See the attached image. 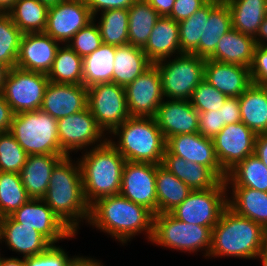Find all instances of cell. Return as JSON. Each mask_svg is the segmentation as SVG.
<instances>
[{"mask_svg":"<svg viewBox=\"0 0 267 266\" xmlns=\"http://www.w3.org/2000/svg\"><path fill=\"white\" fill-rule=\"evenodd\" d=\"M39 1L48 6H52V5H56L58 2H61L63 0H39Z\"/></svg>","mask_w":267,"mask_h":266,"instance_id":"cell-62","label":"cell"},{"mask_svg":"<svg viewBox=\"0 0 267 266\" xmlns=\"http://www.w3.org/2000/svg\"><path fill=\"white\" fill-rule=\"evenodd\" d=\"M66 266H105L102 261L94 257L74 255L71 256Z\"/></svg>","mask_w":267,"mask_h":266,"instance_id":"cell-55","label":"cell"},{"mask_svg":"<svg viewBox=\"0 0 267 266\" xmlns=\"http://www.w3.org/2000/svg\"><path fill=\"white\" fill-rule=\"evenodd\" d=\"M81 153L78 161L88 205L91 206L100 198L120 194L126 160L109 140Z\"/></svg>","mask_w":267,"mask_h":266,"instance_id":"cell-3","label":"cell"},{"mask_svg":"<svg viewBox=\"0 0 267 266\" xmlns=\"http://www.w3.org/2000/svg\"><path fill=\"white\" fill-rule=\"evenodd\" d=\"M227 98L226 95L203 79L194 89L189 101L198 112H207L220 109Z\"/></svg>","mask_w":267,"mask_h":266,"instance_id":"cell-44","label":"cell"},{"mask_svg":"<svg viewBox=\"0 0 267 266\" xmlns=\"http://www.w3.org/2000/svg\"><path fill=\"white\" fill-rule=\"evenodd\" d=\"M250 78L253 84L261 86L267 81V46L255 45Z\"/></svg>","mask_w":267,"mask_h":266,"instance_id":"cell-48","label":"cell"},{"mask_svg":"<svg viewBox=\"0 0 267 266\" xmlns=\"http://www.w3.org/2000/svg\"><path fill=\"white\" fill-rule=\"evenodd\" d=\"M149 5L160 15L168 16L174 6L175 0H146Z\"/></svg>","mask_w":267,"mask_h":266,"instance_id":"cell-54","label":"cell"},{"mask_svg":"<svg viewBox=\"0 0 267 266\" xmlns=\"http://www.w3.org/2000/svg\"><path fill=\"white\" fill-rule=\"evenodd\" d=\"M219 3L209 0L190 17L178 23L181 53L192 54L198 48L201 35L204 33L205 18L209 17L210 12Z\"/></svg>","mask_w":267,"mask_h":266,"instance_id":"cell-40","label":"cell"},{"mask_svg":"<svg viewBox=\"0 0 267 266\" xmlns=\"http://www.w3.org/2000/svg\"><path fill=\"white\" fill-rule=\"evenodd\" d=\"M15 113L0 92V132L10 131Z\"/></svg>","mask_w":267,"mask_h":266,"instance_id":"cell-52","label":"cell"},{"mask_svg":"<svg viewBox=\"0 0 267 266\" xmlns=\"http://www.w3.org/2000/svg\"><path fill=\"white\" fill-rule=\"evenodd\" d=\"M49 79L47 74L13 67L8 70L1 90L15 114L41 109Z\"/></svg>","mask_w":267,"mask_h":266,"instance_id":"cell-10","label":"cell"},{"mask_svg":"<svg viewBox=\"0 0 267 266\" xmlns=\"http://www.w3.org/2000/svg\"><path fill=\"white\" fill-rule=\"evenodd\" d=\"M92 20L85 0H63L49 6L44 33L64 45Z\"/></svg>","mask_w":267,"mask_h":266,"instance_id":"cell-13","label":"cell"},{"mask_svg":"<svg viewBox=\"0 0 267 266\" xmlns=\"http://www.w3.org/2000/svg\"><path fill=\"white\" fill-rule=\"evenodd\" d=\"M192 189L162 164L156 165L157 214L170 213L191 193Z\"/></svg>","mask_w":267,"mask_h":266,"instance_id":"cell-31","label":"cell"},{"mask_svg":"<svg viewBox=\"0 0 267 266\" xmlns=\"http://www.w3.org/2000/svg\"><path fill=\"white\" fill-rule=\"evenodd\" d=\"M230 8L232 28L255 37L267 15V0H225Z\"/></svg>","mask_w":267,"mask_h":266,"instance_id":"cell-33","label":"cell"},{"mask_svg":"<svg viewBox=\"0 0 267 266\" xmlns=\"http://www.w3.org/2000/svg\"><path fill=\"white\" fill-rule=\"evenodd\" d=\"M120 194L157 214L156 165L126 161Z\"/></svg>","mask_w":267,"mask_h":266,"instance_id":"cell-16","label":"cell"},{"mask_svg":"<svg viewBox=\"0 0 267 266\" xmlns=\"http://www.w3.org/2000/svg\"><path fill=\"white\" fill-rule=\"evenodd\" d=\"M29 199L20 174L0 172V218L11 215Z\"/></svg>","mask_w":267,"mask_h":266,"instance_id":"cell-41","label":"cell"},{"mask_svg":"<svg viewBox=\"0 0 267 266\" xmlns=\"http://www.w3.org/2000/svg\"><path fill=\"white\" fill-rule=\"evenodd\" d=\"M151 65L142 48L129 43L116 46L113 83L126 87Z\"/></svg>","mask_w":267,"mask_h":266,"instance_id":"cell-29","label":"cell"},{"mask_svg":"<svg viewBox=\"0 0 267 266\" xmlns=\"http://www.w3.org/2000/svg\"><path fill=\"white\" fill-rule=\"evenodd\" d=\"M205 61L195 54L182 53L155 63L160 71L164 99L189 100L204 79Z\"/></svg>","mask_w":267,"mask_h":266,"instance_id":"cell-8","label":"cell"},{"mask_svg":"<svg viewBox=\"0 0 267 266\" xmlns=\"http://www.w3.org/2000/svg\"><path fill=\"white\" fill-rule=\"evenodd\" d=\"M76 159L65 156L55 165L42 199L73 233L78 234L81 224L89 220L90 206L84 197L82 172Z\"/></svg>","mask_w":267,"mask_h":266,"instance_id":"cell-2","label":"cell"},{"mask_svg":"<svg viewBox=\"0 0 267 266\" xmlns=\"http://www.w3.org/2000/svg\"><path fill=\"white\" fill-rule=\"evenodd\" d=\"M262 230V225L227 207L212 228V245L207 259L234 257L256 260L261 250Z\"/></svg>","mask_w":267,"mask_h":266,"instance_id":"cell-4","label":"cell"},{"mask_svg":"<svg viewBox=\"0 0 267 266\" xmlns=\"http://www.w3.org/2000/svg\"><path fill=\"white\" fill-rule=\"evenodd\" d=\"M241 122L256 135L267 133V92L261 85L251 84L239 96Z\"/></svg>","mask_w":267,"mask_h":266,"instance_id":"cell-30","label":"cell"},{"mask_svg":"<svg viewBox=\"0 0 267 266\" xmlns=\"http://www.w3.org/2000/svg\"><path fill=\"white\" fill-rule=\"evenodd\" d=\"M220 109L225 125L241 122L239 97H228Z\"/></svg>","mask_w":267,"mask_h":266,"instance_id":"cell-51","label":"cell"},{"mask_svg":"<svg viewBox=\"0 0 267 266\" xmlns=\"http://www.w3.org/2000/svg\"><path fill=\"white\" fill-rule=\"evenodd\" d=\"M22 36L9 14H0V62L9 69L16 67Z\"/></svg>","mask_w":267,"mask_h":266,"instance_id":"cell-42","label":"cell"},{"mask_svg":"<svg viewBox=\"0 0 267 266\" xmlns=\"http://www.w3.org/2000/svg\"><path fill=\"white\" fill-rule=\"evenodd\" d=\"M0 266H25V262L24 258H18V256L4 257L0 252Z\"/></svg>","mask_w":267,"mask_h":266,"instance_id":"cell-57","label":"cell"},{"mask_svg":"<svg viewBox=\"0 0 267 266\" xmlns=\"http://www.w3.org/2000/svg\"><path fill=\"white\" fill-rule=\"evenodd\" d=\"M136 0H85L92 16L104 10L129 9Z\"/></svg>","mask_w":267,"mask_h":266,"instance_id":"cell-50","label":"cell"},{"mask_svg":"<svg viewBox=\"0 0 267 266\" xmlns=\"http://www.w3.org/2000/svg\"><path fill=\"white\" fill-rule=\"evenodd\" d=\"M70 256L62 246L51 244L43 253L24 258L25 266H66Z\"/></svg>","mask_w":267,"mask_h":266,"instance_id":"cell-46","label":"cell"},{"mask_svg":"<svg viewBox=\"0 0 267 266\" xmlns=\"http://www.w3.org/2000/svg\"><path fill=\"white\" fill-rule=\"evenodd\" d=\"M228 207L237 215L267 225V192L248 187H227Z\"/></svg>","mask_w":267,"mask_h":266,"instance_id":"cell-28","label":"cell"},{"mask_svg":"<svg viewBox=\"0 0 267 266\" xmlns=\"http://www.w3.org/2000/svg\"><path fill=\"white\" fill-rule=\"evenodd\" d=\"M154 214L144 206L136 204L121 194L98 199L90 206L88 224L93 229L110 235L120 244L130 242L135 236L144 234L150 242L153 232Z\"/></svg>","mask_w":267,"mask_h":266,"instance_id":"cell-1","label":"cell"},{"mask_svg":"<svg viewBox=\"0 0 267 266\" xmlns=\"http://www.w3.org/2000/svg\"><path fill=\"white\" fill-rule=\"evenodd\" d=\"M8 70H9V68L0 62V92L2 90V87H3L4 81H5V77L8 73Z\"/></svg>","mask_w":267,"mask_h":266,"instance_id":"cell-59","label":"cell"},{"mask_svg":"<svg viewBox=\"0 0 267 266\" xmlns=\"http://www.w3.org/2000/svg\"><path fill=\"white\" fill-rule=\"evenodd\" d=\"M260 252L267 253V225L263 226L262 230V243Z\"/></svg>","mask_w":267,"mask_h":266,"instance_id":"cell-60","label":"cell"},{"mask_svg":"<svg viewBox=\"0 0 267 266\" xmlns=\"http://www.w3.org/2000/svg\"><path fill=\"white\" fill-rule=\"evenodd\" d=\"M154 118L165 140L199 131V113L189 100L164 99Z\"/></svg>","mask_w":267,"mask_h":266,"instance_id":"cell-20","label":"cell"},{"mask_svg":"<svg viewBox=\"0 0 267 266\" xmlns=\"http://www.w3.org/2000/svg\"><path fill=\"white\" fill-rule=\"evenodd\" d=\"M49 6L39 0H16L7 12L13 23L24 33L44 32Z\"/></svg>","mask_w":267,"mask_h":266,"instance_id":"cell-37","label":"cell"},{"mask_svg":"<svg viewBox=\"0 0 267 266\" xmlns=\"http://www.w3.org/2000/svg\"><path fill=\"white\" fill-rule=\"evenodd\" d=\"M142 49L152 64L182 54L178 22L169 16H160Z\"/></svg>","mask_w":267,"mask_h":266,"instance_id":"cell-24","label":"cell"},{"mask_svg":"<svg viewBox=\"0 0 267 266\" xmlns=\"http://www.w3.org/2000/svg\"><path fill=\"white\" fill-rule=\"evenodd\" d=\"M16 0H0V9L7 13L13 6Z\"/></svg>","mask_w":267,"mask_h":266,"instance_id":"cell-58","label":"cell"},{"mask_svg":"<svg viewBox=\"0 0 267 266\" xmlns=\"http://www.w3.org/2000/svg\"><path fill=\"white\" fill-rule=\"evenodd\" d=\"M254 154L267 168V133L256 135L254 142Z\"/></svg>","mask_w":267,"mask_h":266,"instance_id":"cell-53","label":"cell"},{"mask_svg":"<svg viewBox=\"0 0 267 266\" xmlns=\"http://www.w3.org/2000/svg\"><path fill=\"white\" fill-rule=\"evenodd\" d=\"M225 181L227 187H248L267 192V168L252 154L229 170Z\"/></svg>","mask_w":267,"mask_h":266,"instance_id":"cell-35","label":"cell"},{"mask_svg":"<svg viewBox=\"0 0 267 266\" xmlns=\"http://www.w3.org/2000/svg\"><path fill=\"white\" fill-rule=\"evenodd\" d=\"M27 258L43 253L51 243L36 229L16 222L10 215L0 218V244Z\"/></svg>","mask_w":267,"mask_h":266,"instance_id":"cell-22","label":"cell"},{"mask_svg":"<svg viewBox=\"0 0 267 266\" xmlns=\"http://www.w3.org/2000/svg\"><path fill=\"white\" fill-rule=\"evenodd\" d=\"M88 89L83 84L50 82L45 90L41 110L56 120L87 108Z\"/></svg>","mask_w":267,"mask_h":266,"instance_id":"cell-21","label":"cell"},{"mask_svg":"<svg viewBox=\"0 0 267 266\" xmlns=\"http://www.w3.org/2000/svg\"><path fill=\"white\" fill-rule=\"evenodd\" d=\"M262 87L266 90L267 92V81L262 85Z\"/></svg>","mask_w":267,"mask_h":266,"instance_id":"cell-63","label":"cell"},{"mask_svg":"<svg viewBox=\"0 0 267 266\" xmlns=\"http://www.w3.org/2000/svg\"><path fill=\"white\" fill-rule=\"evenodd\" d=\"M128 43L143 48L160 15L146 0H136L128 9Z\"/></svg>","mask_w":267,"mask_h":266,"instance_id":"cell-36","label":"cell"},{"mask_svg":"<svg viewBox=\"0 0 267 266\" xmlns=\"http://www.w3.org/2000/svg\"><path fill=\"white\" fill-rule=\"evenodd\" d=\"M257 260H259L262 264V266H267V253L265 252H260L257 257Z\"/></svg>","mask_w":267,"mask_h":266,"instance_id":"cell-61","label":"cell"},{"mask_svg":"<svg viewBox=\"0 0 267 266\" xmlns=\"http://www.w3.org/2000/svg\"><path fill=\"white\" fill-rule=\"evenodd\" d=\"M166 149L183 159L209 167L221 180L227 173L221 168L212 138L204 137L199 132L174 135L166 140Z\"/></svg>","mask_w":267,"mask_h":266,"instance_id":"cell-18","label":"cell"},{"mask_svg":"<svg viewBox=\"0 0 267 266\" xmlns=\"http://www.w3.org/2000/svg\"><path fill=\"white\" fill-rule=\"evenodd\" d=\"M47 76L54 83L83 84V58L67 44L60 45Z\"/></svg>","mask_w":267,"mask_h":266,"instance_id":"cell-38","label":"cell"},{"mask_svg":"<svg viewBox=\"0 0 267 266\" xmlns=\"http://www.w3.org/2000/svg\"><path fill=\"white\" fill-rule=\"evenodd\" d=\"M212 228L180 221L171 213H159L153 217L150 242L161 248L180 252L198 253L208 258L212 245Z\"/></svg>","mask_w":267,"mask_h":266,"instance_id":"cell-6","label":"cell"},{"mask_svg":"<svg viewBox=\"0 0 267 266\" xmlns=\"http://www.w3.org/2000/svg\"><path fill=\"white\" fill-rule=\"evenodd\" d=\"M199 113V133L204 137L214 138L225 126L222 122L221 109Z\"/></svg>","mask_w":267,"mask_h":266,"instance_id":"cell-47","label":"cell"},{"mask_svg":"<svg viewBox=\"0 0 267 266\" xmlns=\"http://www.w3.org/2000/svg\"><path fill=\"white\" fill-rule=\"evenodd\" d=\"M10 216L22 226L36 229L51 244H59L66 239L69 241L77 235L61 221L43 199H29Z\"/></svg>","mask_w":267,"mask_h":266,"instance_id":"cell-14","label":"cell"},{"mask_svg":"<svg viewBox=\"0 0 267 266\" xmlns=\"http://www.w3.org/2000/svg\"><path fill=\"white\" fill-rule=\"evenodd\" d=\"M116 46L102 44L91 54L83 57V85L113 83Z\"/></svg>","mask_w":267,"mask_h":266,"instance_id":"cell-34","label":"cell"},{"mask_svg":"<svg viewBox=\"0 0 267 266\" xmlns=\"http://www.w3.org/2000/svg\"><path fill=\"white\" fill-rule=\"evenodd\" d=\"M110 135L107 140L126 161L162 164L166 140L154 117H130Z\"/></svg>","mask_w":267,"mask_h":266,"instance_id":"cell-5","label":"cell"},{"mask_svg":"<svg viewBox=\"0 0 267 266\" xmlns=\"http://www.w3.org/2000/svg\"><path fill=\"white\" fill-rule=\"evenodd\" d=\"M63 157L65 155H28L19 174L30 198L45 196L52 170Z\"/></svg>","mask_w":267,"mask_h":266,"instance_id":"cell-25","label":"cell"},{"mask_svg":"<svg viewBox=\"0 0 267 266\" xmlns=\"http://www.w3.org/2000/svg\"><path fill=\"white\" fill-rule=\"evenodd\" d=\"M255 45L253 36L232 28L220 38L215 52L208 59L250 68Z\"/></svg>","mask_w":267,"mask_h":266,"instance_id":"cell-26","label":"cell"},{"mask_svg":"<svg viewBox=\"0 0 267 266\" xmlns=\"http://www.w3.org/2000/svg\"><path fill=\"white\" fill-rule=\"evenodd\" d=\"M9 132L28 155H64L57 120L41 109L15 114Z\"/></svg>","mask_w":267,"mask_h":266,"instance_id":"cell-7","label":"cell"},{"mask_svg":"<svg viewBox=\"0 0 267 266\" xmlns=\"http://www.w3.org/2000/svg\"><path fill=\"white\" fill-rule=\"evenodd\" d=\"M255 138L256 134L243 122L225 125L213 138L217 160L226 173L254 154Z\"/></svg>","mask_w":267,"mask_h":266,"instance_id":"cell-17","label":"cell"},{"mask_svg":"<svg viewBox=\"0 0 267 266\" xmlns=\"http://www.w3.org/2000/svg\"><path fill=\"white\" fill-rule=\"evenodd\" d=\"M57 123L58 140L65 156H71L72 152H85L90 147L102 145L108 139L88 107L81 112L58 119Z\"/></svg>","mask_w":267,"mask_h":266,"instance_id":"cell-12","label":"cell"},{"mask_svg":"<svg viewBox=\"0 0 267 266\" xmlns=\"http://www.w3.org/2000/svg\"><path fill=\"white\" fill-rule=\"evenodd\" d=\"M204 80L227 97H239L252 84L250 68L206 59Z\"/></svg>","mask_w":267,"mask_h":266,"instance_id":"cell-23","label":"cell"},{"mask_svg":"<svg viewBox=\"0 0 267 266\" xmlns=\"http://www.w3.org/2000/svg\"><path fill=\"white\" fill-rule=\"evenodd\" d=\"M102 44V37L94 20L80 29L67 43L82 58L94 52Z\"/></svg>","mask_w":267,"mask_h":266,"instance_id":"cell-45","label":"cell"},{"mask_svg":"<svg viewBox=\"0 0 267 266\" xmlns=\"http://www.w3.org/2000/svg\"><path fill=\"white\" fill-rule=\"evenodd\" d=\"M27 157L28 154L9 131L0 132V172L19 174Z\"/></svg>","mask_w":267,"mask_h":266,"instance_id":"cell-43","label":"cell"},{"mask_svg":"<svg viewBox=\"0 0 267 266\" xmlns=\"http://www.w3.org/2000/svg\"><path fill=\"white\" fill-rule=\"evenodd\" d=\"M60 45L44 32L24 33L20 42L16 67L48 74Z\"/></svg>","mask_w":267,"mask_h":266,"instance_id":"cell-19","label":"cell"},{"mask_svg":"<svg viewBox=\"0 0 267 266\" xmlns=\"http://www.w3.org/2000/svg\"><path fill=\"white\" fill-rule=\"evenodd\" d=\"M228 191L225 180L213 188L192 190L170 213L188 224L214 227L228 207Z\"/></svg>","mask_w":267,"mask_h":266,"instance_id":"cell-9","label":"cell"},{"mask_svg":"<svg viewBox=\"0 0 267 266\" xmlns=\"http://www.w3.org/2000/svg\"><path fill=\"white\" fill-rule=\"evenodd\" d=\"M93 20L98 26L104 44L114 46L128 44V9L104 10L95 15Z\"/></svg>","mask_w":267,"mask_h":266,"instance_id":"cell-39","label":"cell"},{"mask_svg":"<svg viewBox=\"0 0 267 266\" xmlns=\"http://www.w3.org/2000/svg\"><path fill=\"white\" fill-rule=\"evenodd\" d=\"M208 1L209 0H175L171 13L168 16L179 23L194 14Z\"/></svg>","mask_w":267,"mask_h":266,"instance_id":"cell-49","label":"cell"},{"mask_svg":"<svg viewBox=\"0 0 267 266\" xmlns=\"http://www.w3.org/2000/svg\"><path fill=\"white\" fill-rule=\"evenodd\" d=\"M162 165L192 190L215 187L221 179L205 165L186 161L165 149Z\"/></svg>","mask_w":267,"mask_h":266,"instance_id":"cell-27","label":"cell"},{"mask_svg":"<svg viewBox=\"0 0 267 266\" xmlns=\"http://www.w3.org/2000/svg\"><path fill=\"white\" fill-rule=\"evenodd\" d=\"M254 40L256 45L267 46V15L263 19Z\"/></svg>","mask_w":267,"mask_h":266,"instance_id":"cell-56","label":"cell"},{"mask_svg":"<svg viewBox=\"0 0 267 266\" xmlns=\"http://www.w3.org/2000/svg\"><path fill=\"white\" fill-rule=\"evenodd\" d=\"M232 29L230 8L226 2H220L205 18L204 33L198 48L192 53L208 59L216 49L220 38Z\"/></svg>","mask_w":267,"mask_h":266,"instance_id":"cell-32","label":"cell"},{"mask_svg":"<svg viewBox=\"0 0 267 266\" xmlns=\"http://www.w3.org/2000/svg\"><path fill=\"white\" fill-rule=\"evenodd\" d=\"M87 89V107L105 135L109 136L131 117L127 106L125 87L115 83H103Z\"/></svg>","mask_w":267,"mask_h":266,"instance_id":"cell-11","label":"cell"},{"mask_svg":"<svg viewBox=\"0 0 267 266\" xmlns=\"http://www.w3.org/2000/svg\"><path fill=\"white\" fill-rule=\"evenodd\" d=\"M125 92L131 117H155L164 100L158 67L152 64L125 87Z\"/></svg>","mask_w":267,"mask_h":266,"instance_id":"cell-15","label":"cell"}]
</instances>
